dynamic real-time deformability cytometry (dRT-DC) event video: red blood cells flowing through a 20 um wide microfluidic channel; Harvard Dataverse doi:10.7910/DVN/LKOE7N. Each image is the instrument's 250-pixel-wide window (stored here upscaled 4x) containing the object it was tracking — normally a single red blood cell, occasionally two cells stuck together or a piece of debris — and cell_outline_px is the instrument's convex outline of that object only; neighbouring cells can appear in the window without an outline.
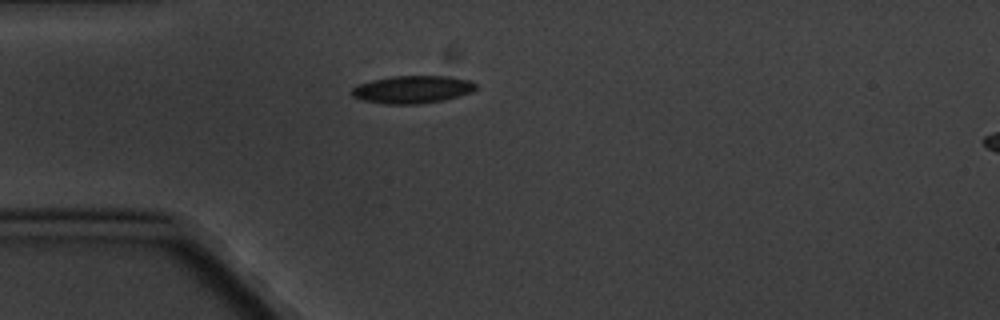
{"species": "common noctule bat (a hibernating species)", "species_latin": "Nyctalus noctula", "temperature_condition": "cold", "stored_images_in_passage": 1, "camera_frame_rate_fps": 3000, "um_per_image_px": 0.085, "animal": {"sex": "male", "body_mass_g": 20.1, "forearm_length_mm": 53.5}, "frame": {"image": 1, "passage_image": 1, "time_ms": 0.0, "image_size_px": [1000, 320], "cell_outline_px": [[476, 88], [472, 92], [444, 100], [420, 104], [384, 104], [364, 100], [352, 96], [352, 88], [356, 84], [372, 80], [392, 76], [448, 76], [468, 80], [476, 84]], "centroid_in_image_um": [35.04, 7.6], "position_along_channel_um": 50.0, "area_um2": 20.0}}